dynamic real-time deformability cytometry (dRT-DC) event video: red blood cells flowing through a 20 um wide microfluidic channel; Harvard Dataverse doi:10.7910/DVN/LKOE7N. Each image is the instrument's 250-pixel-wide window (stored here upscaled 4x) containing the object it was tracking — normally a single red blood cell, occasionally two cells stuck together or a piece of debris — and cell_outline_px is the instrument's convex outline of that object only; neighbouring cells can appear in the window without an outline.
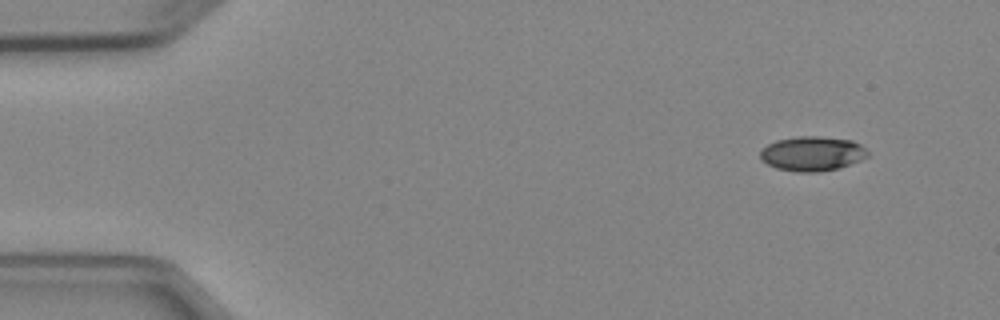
{"species": "Egyptian fruit bat (a non-hibernating species)", "species_latin": "Rousettus aegyptiacus", "temperature_condition": "cold", "stored_images_in_passage": 3, "camera_frame_rate_fps": 3000, "um_per_image_px": 0.085, "animal": {"sex": "female"}, "frame": {"image": 1, "passage_image": 1, "time_ms": 0.0, "image_size_px": [1000, 320], "cell_outline_px": [[868, 156], [860, 160], [840, 168], [816, 172], [800, 172], [776, 168], [760, 160], [760, 152], [768, 144], [776, 140], [796, 136], [816, 136], [852, 140], [860, 144], [868, 152]], "centroid_in_image_um": [69.03, 13.06], "position_along_channel_um": 16.0, "area_um2": 21.62}}
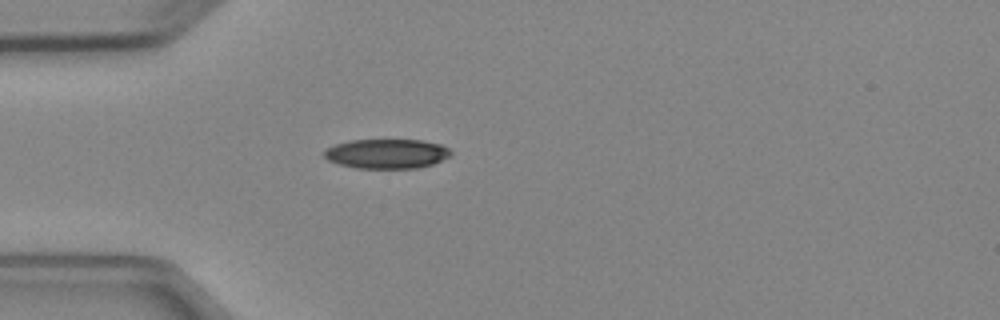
{"frame": {"image": 2, "passage_image": 3, "time_ms": 3.333, "image_size_px": [1000, 320], "cell_outline_px": [[452, 152], [448, 156], [432, 164], [416, 168], [356, 168], [340, 164], [328, 160], [324, 156], [324, 152], [328, 148], [336, 144], [352, 140], [424, 140], [440, 144], [448, 148]], "centroid_in_image_um": [32.87, 13.06], "position_along_channel_um": 52.1, "area_um2": 21.56}}